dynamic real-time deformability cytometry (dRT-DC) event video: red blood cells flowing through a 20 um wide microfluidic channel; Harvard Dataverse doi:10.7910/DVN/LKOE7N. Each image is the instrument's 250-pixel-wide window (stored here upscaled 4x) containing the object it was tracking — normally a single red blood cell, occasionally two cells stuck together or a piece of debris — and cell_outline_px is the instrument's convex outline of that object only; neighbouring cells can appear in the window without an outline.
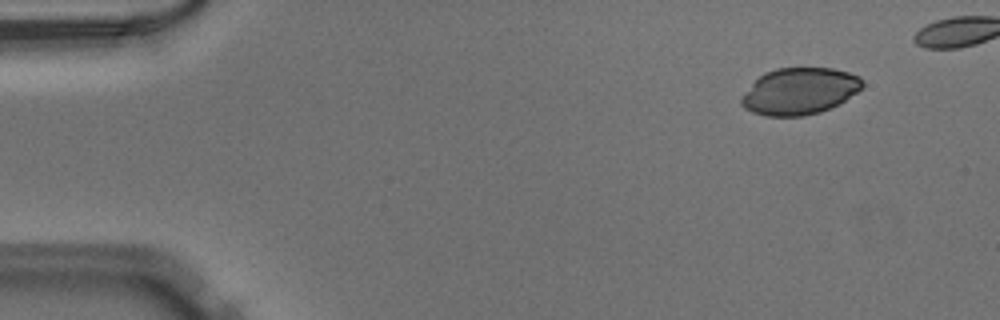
{"species": "Egyptian fruit bat (a non-hibernating species)", "species_latin": "Rousettus aegyptiacus", "temperature_condition": "warm", "stored_images_in_passage": 41, "camera_frame_rate_fps": 3000, "um_per_image_px": 0.085, "animal": {"sex": "male"}, "frame": {"image": 1, "passage_image": 1, "time_ms": 0.0, "image_size_px": [1000, 320], "cell_outline_px": [[864, 84], [856, 92], [844, 100], [820, 112], [804, 116], [764, 116], [752, 112], [744, 108], [740, 104], [740, 96], [764, 72], [776, 68], [832, 68], [848, 72], [860, 76], [864, 80]], "centroid_in_image_um": [67.93, 7.75], "position_along_channel_um": 17.1, "area_um2": 32.89}}
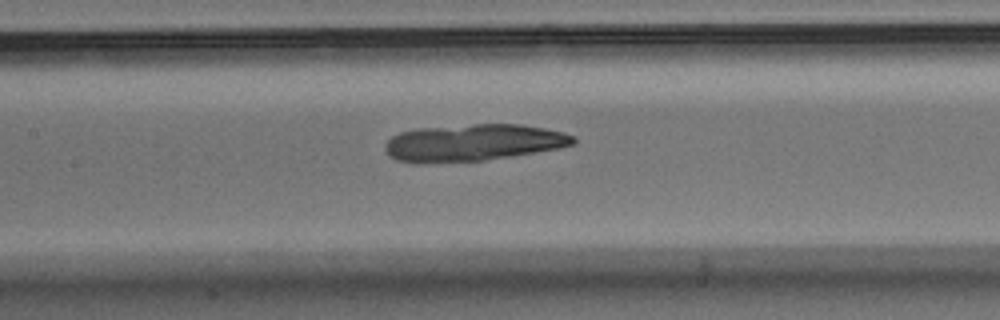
{"frame": {"image": 2, "passage_image": 20, "time_ms": 6.333, "image_size_px": [1000, 320], "cell_outline_px": [[576, 144], [560, 148], [512, 156], [484, 160], [416, 164], [412, 164], [396, 160], [388, 156], [384, 148], [384, 144], [392, 136], [400, 132], [416, 128], [472, 124], [520, 124], [544, 128], [564, 132], [576, 136]], "centroid_in_image_um": [40.19, 12.13], "position_along_channel_um": 167.2, "area_um2": 41.04}}
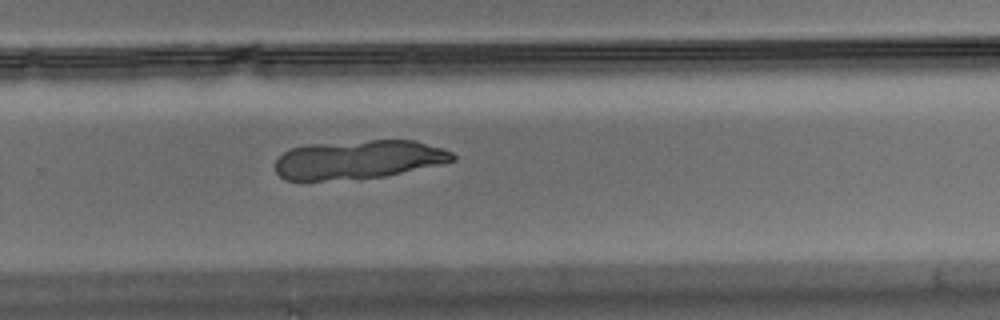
{"frame": {"image": 3, "passage_image": 30, "time_ms": 9.667, "image_size_px": [1000, 320], "cell_outline_px": [[456, 160], [384, 176], [324, 180], [284, 180], [276, 172], [276, 160], [284, 152], [292, 148], [308, 144], [368, 140], [416, 140], [452, 152], [456, 156]], "centroid_in_image_um": [30.44, 13.55], "position_along_channel_um": 299.4, "area_um2": 39.65}}